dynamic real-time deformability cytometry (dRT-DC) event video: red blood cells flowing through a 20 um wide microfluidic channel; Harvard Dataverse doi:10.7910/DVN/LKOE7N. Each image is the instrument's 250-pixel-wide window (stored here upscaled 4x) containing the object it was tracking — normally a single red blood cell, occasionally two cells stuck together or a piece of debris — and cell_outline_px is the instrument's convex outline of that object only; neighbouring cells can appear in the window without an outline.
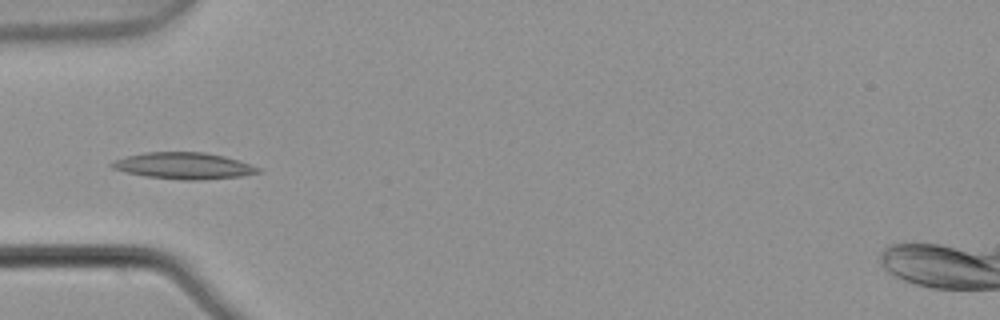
{"species": "common noctule bat (a hibernating species)", "species_latin": "Nyctalus noctula", "temperature_condition": "warm", "stored_images_in_passage": 4, "camera_frame_rate_fps": 3000, "um_per_image_px": 0.085, "animal": {"sex": "male", "body_mass_g": 21.5, "forearm_length_mm": 52.0}, "frame": {"image": 1, "passage_image": 4, "time_ms": 1.0, "image_size_px": [1000, 320], "cell_outline_px": [[264, 172], [244, 176], [200, 180], [184, 180], [144, 176], [112, 168], [108, 164], [116, 160], [128, 156], [144, 152], [204, 152], [224, 156], [260, 168]], "centroid_in_image_um": [15.65, 14.1], "position_along_channel_um": 69.4, "area_um2": 22.48}}